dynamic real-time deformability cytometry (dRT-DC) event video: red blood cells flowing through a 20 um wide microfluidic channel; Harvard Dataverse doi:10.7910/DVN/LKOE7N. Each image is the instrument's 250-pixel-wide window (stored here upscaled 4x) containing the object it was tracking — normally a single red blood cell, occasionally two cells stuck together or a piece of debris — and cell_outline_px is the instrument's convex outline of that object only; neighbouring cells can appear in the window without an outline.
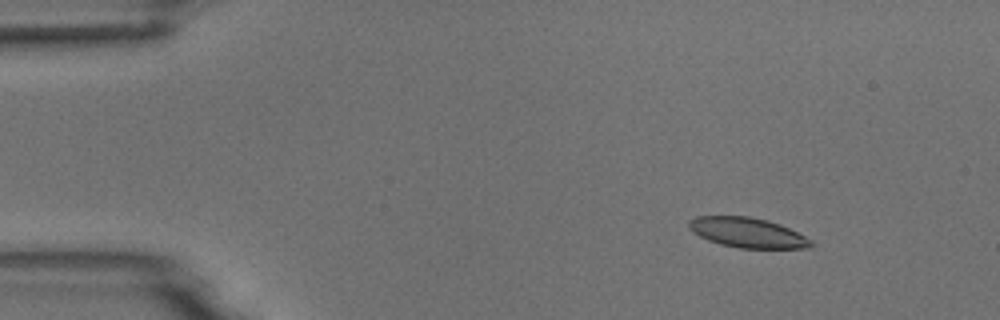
{"species": "common noctule bat (a hibernating species)", "species_latin": "Nyctalus noctula", "temperature_condition": "room temperature", "stored_images_in_passage": 5, "segment_of_instrument_passage": [1, 2], "camera_frame_rate_fps": 3000, "um_per_image_px": 0.085, "animal": {"sex": "male", "body_mass_g": 18.8}, "frame": {"image": 1, "passage_image": 2, "time_ms": 1.333, "image_size_px": [1000, 320], "cell_outline_px": [[812, 248], [740, 248], [720, 244], [708, 240], [692, 232], [688, 228], [688, 220], [696, 216], [748, 216], [768, 220], [780, 224], [812, 240]], "centroid_in_image_um": [63.5, 19.77], "position_along_channel_um": 21.5, "area_um2": 21.33}}
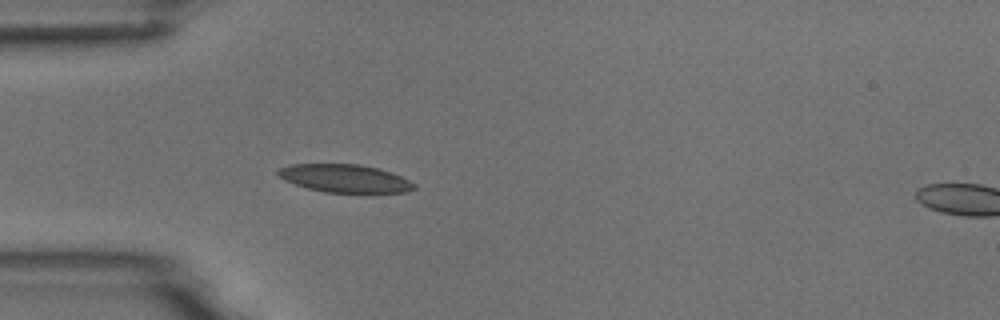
{"frame": {"image": 2, "passage_image": 4, "time_ms": 4.333, "image_size_px": [1000, 320], "cell_outline_px": [[416, 188], [408, 192], [372, 196], [368, 196], [324, 192], [308, 188], [284, 180], [276, 172], [280, 168], [292, 164], [360, 164], [376, 168], [400, 176], [416, 184]], "centroid_in_image_um": [29.41, 15.23], "position_along_channel_um": 55.6, "area_um2": 23.12}}